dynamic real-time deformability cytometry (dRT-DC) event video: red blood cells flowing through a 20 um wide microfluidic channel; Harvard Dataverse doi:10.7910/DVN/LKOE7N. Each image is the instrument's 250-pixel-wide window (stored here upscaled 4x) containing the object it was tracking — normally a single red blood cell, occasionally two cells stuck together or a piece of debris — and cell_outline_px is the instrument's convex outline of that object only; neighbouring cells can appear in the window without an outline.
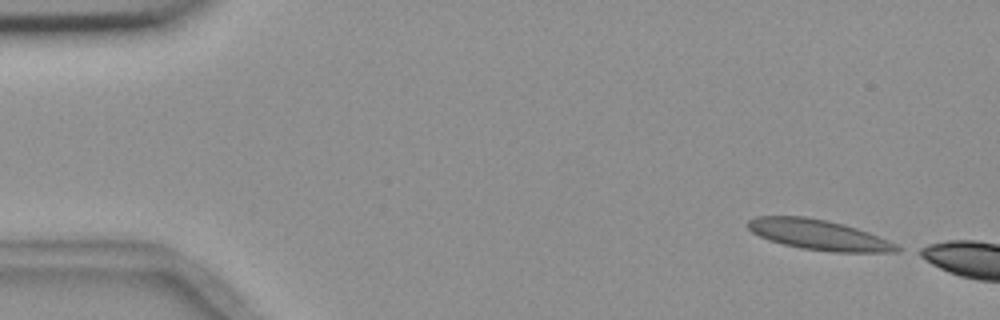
{"species": "common noctule bat (a hibernating species)", "species_latin": "Nyctalus noctula", "temperature_condition": "room temperature", "stored_images_in_passage": 3, "camera_frame_rate_fps": 3000, "um_per_image_px": 0.085, "animal": {"sex": "female", "body_mass_g": 18.4}, "frame": {"image": 1, "passage_image": 1, "time_ms": 0.0, "image_size_px": [1000, 320], "cell_outline_px": [[904, 248], [900, 252], [832, 252], [800, 248], [784, 244], [760, 236], [752, 232], [748, 228], [748, 220], [756, 216], [804, 216], [828, 220], [844, 224], [868, 232], [888, 240]], "centroid_in_image_um": [69.63, 19.96], "position_along_channel_um": 15.4, "area_um2": 26.24}}